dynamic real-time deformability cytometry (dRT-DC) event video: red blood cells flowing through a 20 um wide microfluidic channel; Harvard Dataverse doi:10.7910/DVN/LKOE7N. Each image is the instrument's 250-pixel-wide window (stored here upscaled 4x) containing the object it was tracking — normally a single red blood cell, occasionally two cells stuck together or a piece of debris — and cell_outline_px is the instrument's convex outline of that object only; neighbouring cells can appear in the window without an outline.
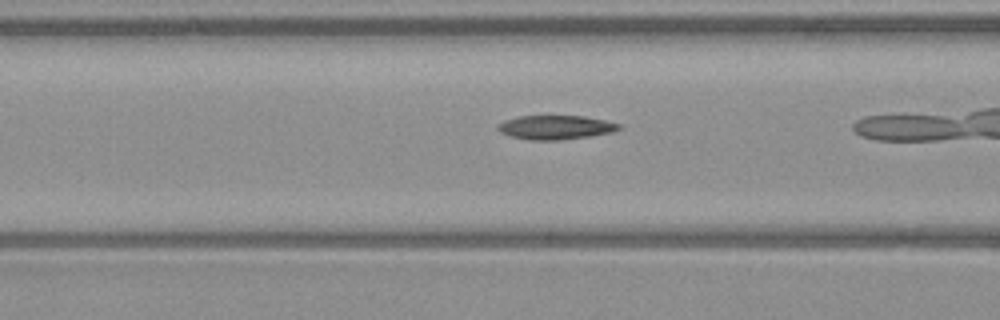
{"species": "common noctule bat (a hibernating species)", "species_latin": "Nyctalus noctula", "temperature_condition": "warm", "stored_images_in_passage": 29, "camera_frame_rate_fps": 3000, "um_per_image_px": 0.085, "animal": {"sex": "male", "body_mass_g": 23.1, "forearm_length_mm": 52.7}, "frame": {"image": 1, "passage_image": 9, "time_ms": 2.667, "image_size_px": [1000, 320], "cell_outline_px": [[624, 128], [612, 132], [588, 136], [560, 140], [528, 140], [512, 136], [500, 132], [496, 128], [496, 124], [504, 120], [520, 116], [584, 116], [604, 120], [620, 124]], "centroid_in_image_um": [47.21, 10.82], "position_along_channel_um": 119.4, "area_um2": 16.99}}
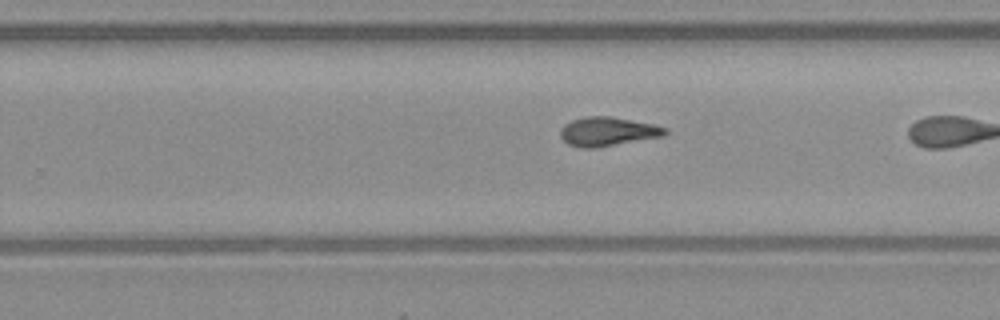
{"frame": {"image": 2, "passage_image": 21, "time_ms": 6.667, "image_size_px": [1000, 320], "cell_outline_px": [[668, 132], [664, 136], [592, 148], [580, 148], [568, 144], [560, 136], [560, 128], [564, 124], [572, 120], [588, 116], [612, 116], [652, 124], [668, 128]], "centroid_in_image_um": [51.64, 11.17], "position_along_channel_um": 278.2, "area_um2": 17.63}}